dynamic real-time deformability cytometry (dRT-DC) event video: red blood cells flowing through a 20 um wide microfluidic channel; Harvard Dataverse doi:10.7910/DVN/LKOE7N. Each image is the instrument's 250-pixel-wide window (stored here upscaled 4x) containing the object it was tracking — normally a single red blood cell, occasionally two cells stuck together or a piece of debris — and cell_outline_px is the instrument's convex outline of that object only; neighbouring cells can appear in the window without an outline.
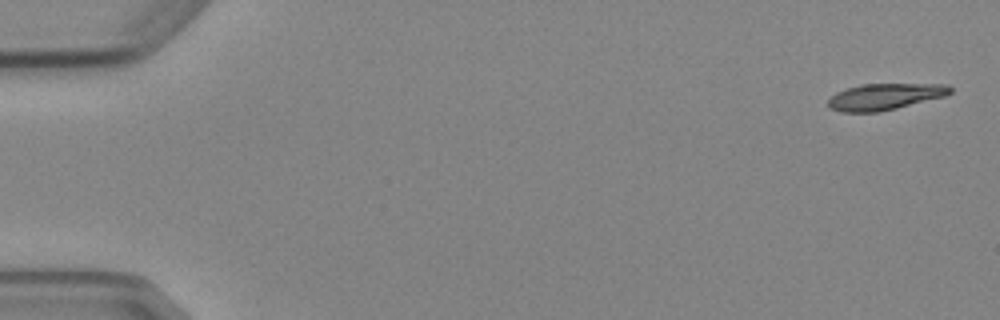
{"species": "Egyptian fruit bat (a non-hibernating species)", "species_latin": "Rousettus aegyptiacus", "temperature_condition": "cold", "stored_images_in_passage": 5, "camera_frame_rate_fps": 3000, "um_per_image_px": 0.085, "animal": {"sex": "female"}, "frame": {"image": 1, "passage_image": 1, "time_ms": 0.0, "image_size_px": [1000, 320], "cell_outline_px": [[952, 92], [944, 96], [880, 112], [840, 112], [828, 108], [828, 100], [836, 92], [860, 84], [948, 84], [952, 88]], "centroid_in_image_um": [75.19, 8.21], "position_along_channel_um": 9.8, "area_um2": 18.73}}
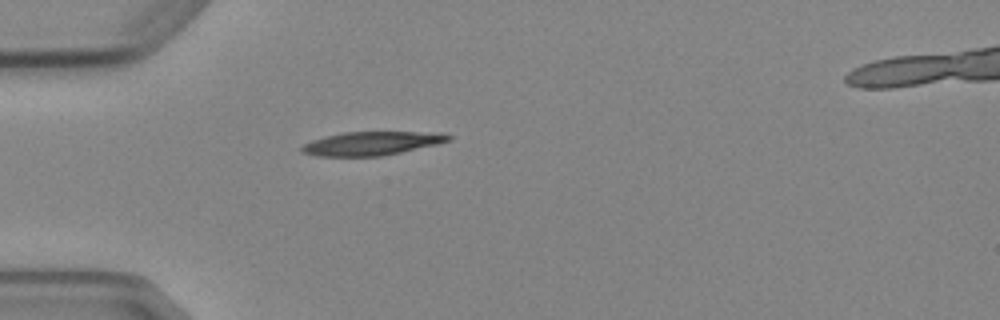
{"frame": {"image": 2, "passage_image": 5, "time_ms": 4.667, "image_size_px": [1000, 320], "cell_outline_px": [[452, 140], [436, 144], [400, 152], [380, 156], [316, 156], [300, 152], [300, 148], [304, 144], [312, 140], [344, 132], [440, 132], [452, 136]], "centroid_in_image_um": [31.59, 12.18], "position_along_channel_um": 53.4, "area_um2": 20.06}}